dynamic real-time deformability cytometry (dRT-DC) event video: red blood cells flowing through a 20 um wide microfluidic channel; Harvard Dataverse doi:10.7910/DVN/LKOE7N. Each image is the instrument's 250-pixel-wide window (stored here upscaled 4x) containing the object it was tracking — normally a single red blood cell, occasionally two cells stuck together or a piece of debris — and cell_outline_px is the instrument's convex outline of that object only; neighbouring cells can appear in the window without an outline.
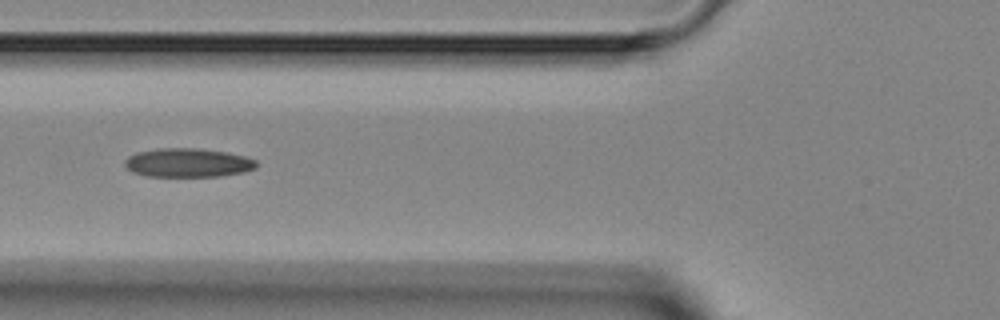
{"species": "Egyptian fruit bat (a non-hibernating species)", "species_latin": "Rousettus aegyptiacus", "temperature_condition": "room temperature", "stored_images_in_passage": 4, "camera_frame_rate_fps": 3000, "um_per_image_px": 0.085, "animal": {"sex": "female"}, "frame": {"image": 1, "passage_image": 4, "time_ms": 4.333, "image_size_px": [1000, 320], "cell_outline_px": [[256, 168], [244, 172], [220, 176], [148, 176], [132, 172], [124, 164], [124, 160], [128, 156], [136, 152], [160, 148], [196, 148], [228, 152], [248, 156], [256, 160]], "centroid_in_image_um": [15.99, 13.82], "position_along_channel_um": 109.8, "area_um2": 22.25}}